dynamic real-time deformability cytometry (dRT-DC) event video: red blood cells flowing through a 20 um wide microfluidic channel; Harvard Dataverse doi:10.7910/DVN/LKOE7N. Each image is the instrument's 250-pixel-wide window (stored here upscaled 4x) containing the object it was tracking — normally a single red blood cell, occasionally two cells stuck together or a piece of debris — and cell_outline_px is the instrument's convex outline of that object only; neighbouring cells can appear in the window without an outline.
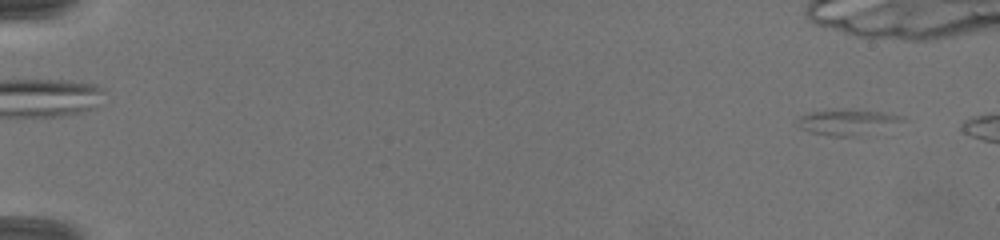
{"species": "common noctule bat (a hibernating species)", "species_latin": "Nyctalus noctula", "temperature_condition": "warm", "stored_images_in_passage": 9, "camera_frame_rate_fps": 3000, "um_per_image_px": 0.085, "animal": {"sex": "female", "body_mass_g": 19.5, "forearm_length_mm": 54.1}, "frame": {"image": 1, "passage_image": 1, "time_ms": 0.0, "image_size_px": [1000, 240], "cell_outline_px": [[904, 120], [848, 136], [832, 136], [812, 132], [800, 128], [796, 124], [796, 120], [800, 116], [812, 112], [880, 112], [904, 116]], "centroid_in_image_um": [71.84, 10.39], "position_along_channel_um": 13.2, "area_um2": 13.7}}